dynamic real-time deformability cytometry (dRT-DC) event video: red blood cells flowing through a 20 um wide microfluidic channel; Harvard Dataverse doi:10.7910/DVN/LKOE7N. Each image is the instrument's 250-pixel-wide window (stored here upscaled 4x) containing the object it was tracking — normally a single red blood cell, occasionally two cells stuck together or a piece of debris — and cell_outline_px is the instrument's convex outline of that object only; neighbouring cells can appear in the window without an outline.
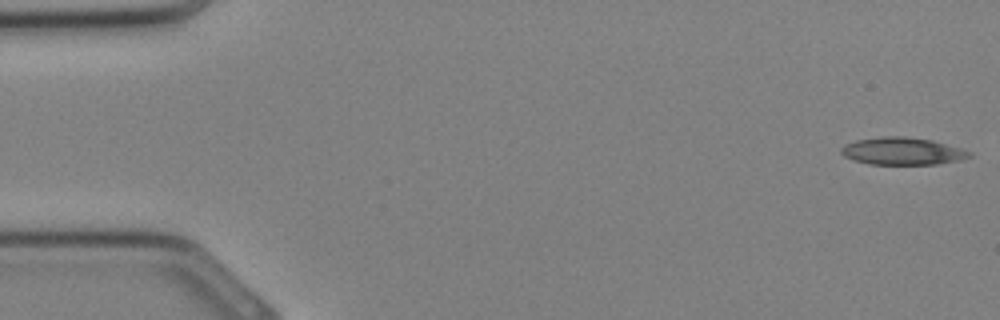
{"species": "Egyptian fruit bat (a non-hibernating species)", "species_latin": "Rousettus aegyptiacus", "temperature_condition": "cold", "stored_images_in_passage": 12, "camera_frame_rate_fps": 3000, "um_per_image_px": 0.085, "animal": {"sex": "female"}, "frame": {"image": 1, "passage_image": 1, "time_ms": 0.0, "image_size_px": [1000, 320], "cell_outline_px": [[972, 156], [960, 160], [936, 164], [872, 164], [856, 160], [844, 156], [840, 152], [840, 148], [844, 144], [856, 140], [880, 136], [904, 136], [932, 140], [960, 148], [972, 152]], "centroid_in_image_um": [76.7, 12.84], "position_along_channel_um": 8.3, "area_um2": 20.4}}
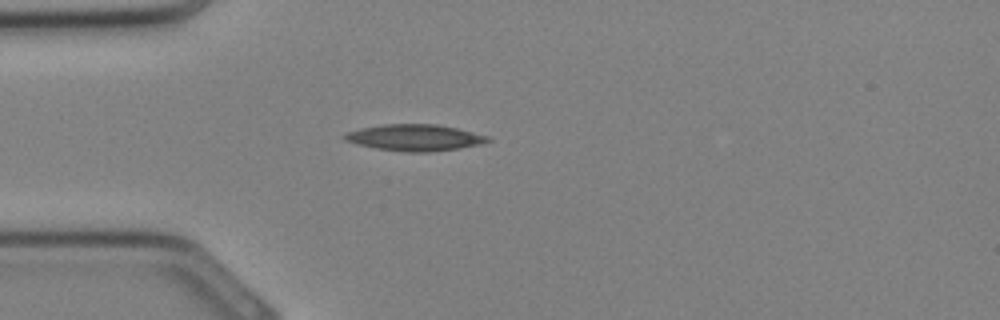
{"frame": {"image": 2, "passage_image": 9, "time_ms": 2.667, "image_size_px": [1000, 320], "cell_outline_px": [[492, 140], [480, 144], [460, 148], [428, 152], [408, 152], [376, 148], [344, 140], [340, 136], [348, 132], [360, 128], [384, 124], [436, 124], [456, 128], [488, 136]], "centroid_in_image_um": [35.25, 11.69], "position_along_channel_um": 49.8, "area_um2": 21.85}}
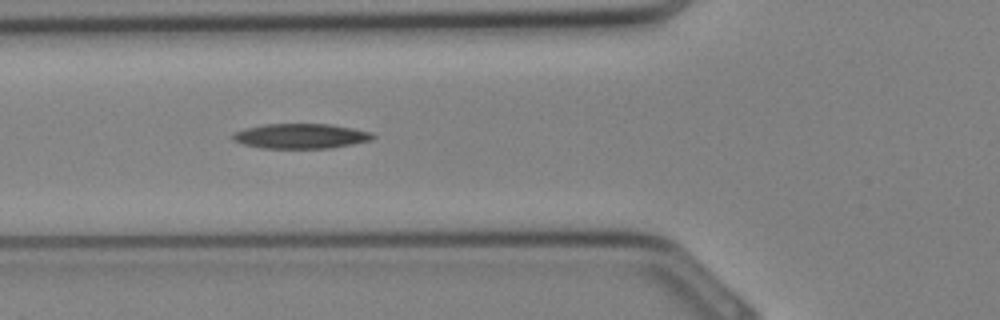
{"frame": {"image": 3, "passage_image": 12, "time_ms": 3.667, "image_size_px": [1000, 320], "cell_outline_px": [[376, 136], [372, 140], [352, 144], [328, 148], [260, 148], [244, 144], [232, 140], [232, 136], [236, 132], [244, 128], [264, 124], [328, 124], [352, 128], [372, 132]], "centroid_in_image_um": [25.57, 11.56], "position_along_channel_um": 100.2, "area_um2": 20.29}}